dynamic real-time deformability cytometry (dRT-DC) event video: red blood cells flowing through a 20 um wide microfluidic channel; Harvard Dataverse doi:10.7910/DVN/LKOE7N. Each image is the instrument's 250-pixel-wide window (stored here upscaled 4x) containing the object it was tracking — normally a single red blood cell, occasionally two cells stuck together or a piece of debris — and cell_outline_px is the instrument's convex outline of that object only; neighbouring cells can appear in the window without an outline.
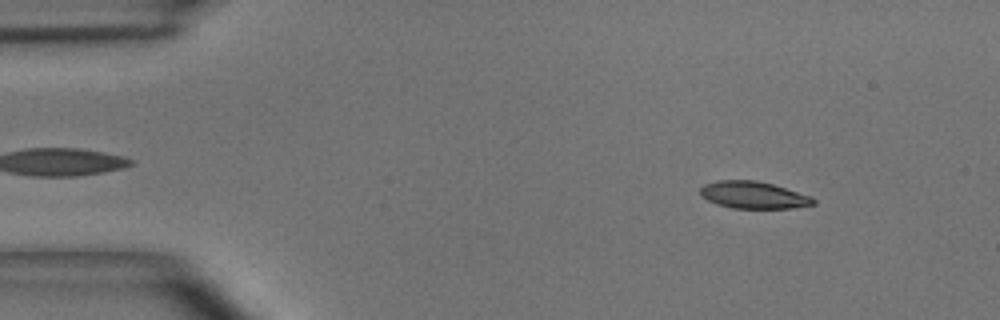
{"species": "common noctule bat (a hibernating species)", "species_latin": "Nyctalus noctula", "temperature_condition": "room temperature", "stored_images_in_passage": 49, "camera_frame_rate_fps": 3000, "um_per_image_px": 0.085, "animal": {"sex": "male", "body_mass_g": 15.6}, "frame": {"image": 1, "passage_image": 5, "time_ms": 1.333, "image_size_px": [1000, 320], "cell_outline_px": [[816, 204], [792, 208], [732, 208], [716, 204], [700, 196], [700, 188], [704, 184], [716, 180], [756, 180], [772, 184], [812, 196], [816, 200]], "centroid_in_image_um": [64.03, 16.57], "position_along_channel_um": 21.0, "area_um2": 17.98}}
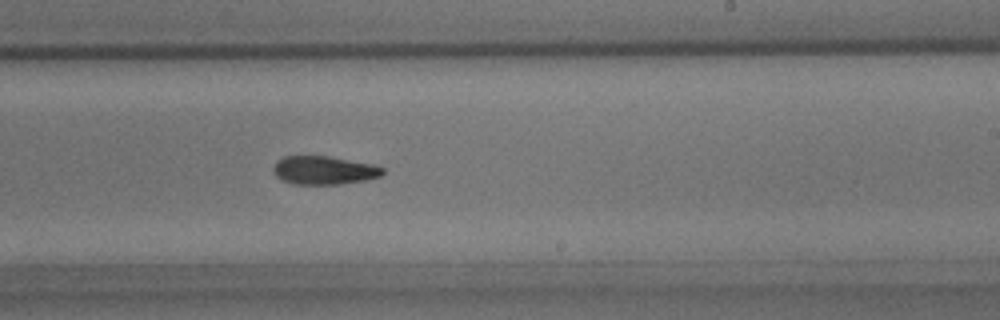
{"frame": {"image": 2, "passage_image": 29, "time_ms": 9.333, "image_size_px": [1000, 320], "cell_outline_px": [[384, 172], [380, 176], [368, 180], [340, 184], [292, 184], [276, 176], [272, 172], [272, 168], [276, 160], [284, 156], [328, 156], [372, 164], [384, 168]], "centroid_in_image_um": [27.52, 14.47], "position_along_channel_um": 261.5, "area_um2": 18.21}}
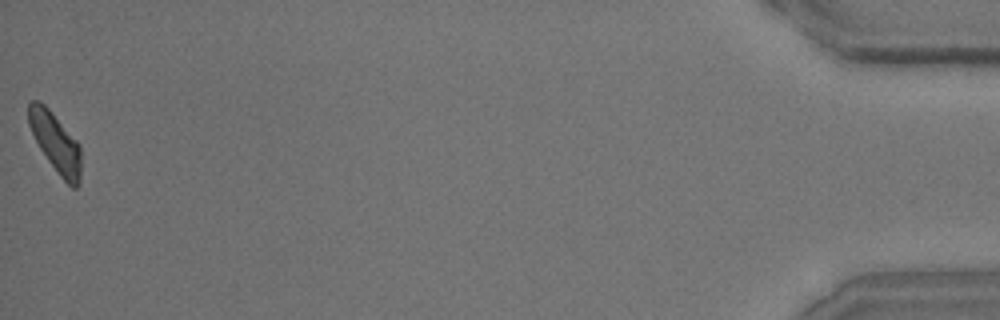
{"frame": {"image": 3, "passage_image": 49, "time_ms": 16.0, "image_size_px": [1000, 320], "cell_outline_px": [[80, 184], [76, 188], [72, 188], [60, 176], [48, 160], [40, 148], [28, 124], [28, 104], [32, 100], [40, 100], [48, 108], [80, 144]], "centroid_in_image_um": [4.72, 12.11], "position_along_channel_um": 430.5, "area_um2": 17.98}, "authors_computed_cell_mechanics": {"area_um2": 18.6694, "velocity_mm_per_s": 3.9683, "shape_relaxation_time_tau1_ms": 5.2879, "shape_relaxation_time_tau2_ms": null, "deformation_change_tau1": 0.1607, "deformation_change_tau2": null}}